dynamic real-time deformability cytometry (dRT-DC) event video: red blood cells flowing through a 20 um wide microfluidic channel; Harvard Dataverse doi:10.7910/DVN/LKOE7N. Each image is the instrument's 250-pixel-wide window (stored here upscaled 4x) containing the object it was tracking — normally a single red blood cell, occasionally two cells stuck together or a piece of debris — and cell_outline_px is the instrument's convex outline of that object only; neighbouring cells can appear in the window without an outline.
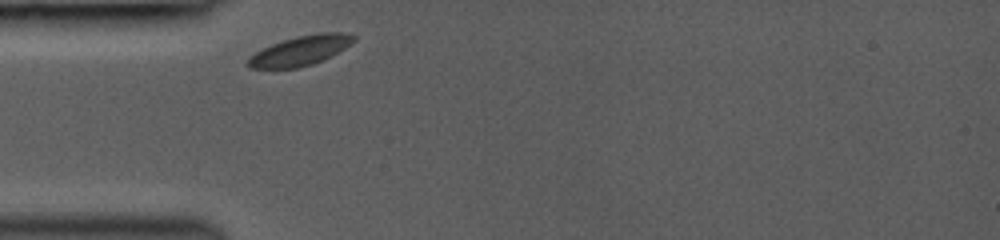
{"species": "common noctule bat (a hibernating species)", "species_latin": "Nyctalus noctula", "temperature_condition": "room temperature", "stored_images_in_passage": 3, "camera_frame_rate_fps": 3000, "um_per_image_px": 0.085, "animal": {"sex": "female", "body_mass_g": 19.0, "forearm_length_mm": 53.3}, "frame": {"image": 1, "passage_image": 1, "time_ms": 0.0, "image_size_px": [1000, 240], "cell_outline_px": [[356, 40], [332, 56], [312, 64], [296, 68], [252, 68], [248, 64], [248, 60], [256, 52], [272, 44], [296, 36], [316, 32], [348, 32], [356, 36]], "centroid_in_image_um": [25.62, 4.28], "position_along_channel_um": 59.4, "area_um2": 18.15}}
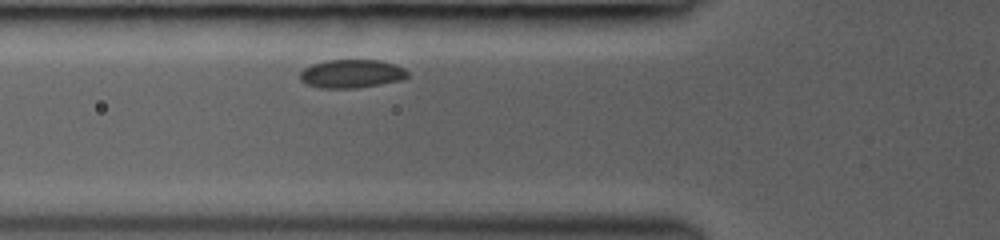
{"frame": {"image": 2, "passage_image": 3, "time_ms": 1.0, "image_size_px": [1000, 240], "cell_outline_px": [[408, 76], [400, 80], [356, 88], [320, 88], [308, 84], [300, 80], [300, 72], [304, 68], [312, 64], [328, 60], [380, 60], [396, 64], [404, 68], [408, 72]], "centroid_in_image_um": [29.88, 6.26], "position_along_channel_um": 95.9, "area_um2": 17.74}}